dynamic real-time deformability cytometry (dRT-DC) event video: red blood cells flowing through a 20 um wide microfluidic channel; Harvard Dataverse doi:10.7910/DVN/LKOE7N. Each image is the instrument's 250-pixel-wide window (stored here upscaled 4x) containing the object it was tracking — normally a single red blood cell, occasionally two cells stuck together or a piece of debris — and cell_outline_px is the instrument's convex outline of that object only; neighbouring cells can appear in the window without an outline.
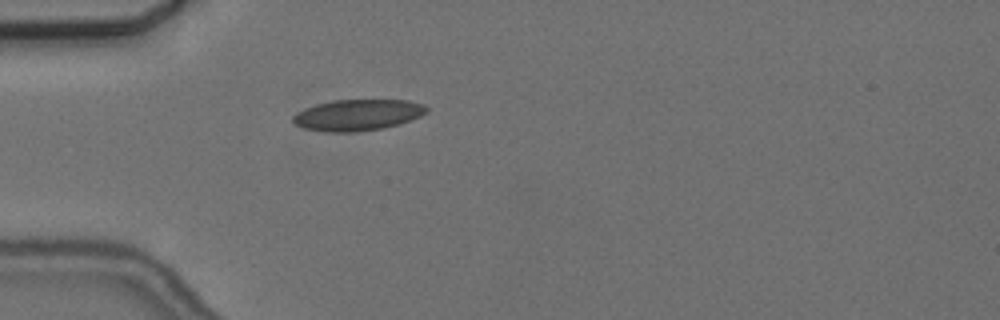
{"species": "common noctule bat (a hibernating species)", "species_latin": "Nyctalus noctula", "temperature_condition": "cold", "stored_images_in_passage": 4, "camera_frame_rate_fps": 3000, "um_per_image_px": 0.085, "animal": {"sex": "female", "body_mass_g": 24.6, "forearm_length_mm": 56.2}, "frame": {"image": 1, "passage_image": 4, "time_ms": 4.333, "image_size_px": [1000, 320], "cell_outline_px": [[428, 112], [420, 116], [400, 124], [384, 128], [356, 132], [328, 132], [304, 128], [296, 124], [292, 120], [292, 116], [296, 112], [304, 108], [316, 104], [336, 100], [408, 100], [424, 104], [428, 108]], "centroid_in_image_um": [30.41, 9.77], "position_along_channel_um": 54.6, "area_um2": 24.39}}